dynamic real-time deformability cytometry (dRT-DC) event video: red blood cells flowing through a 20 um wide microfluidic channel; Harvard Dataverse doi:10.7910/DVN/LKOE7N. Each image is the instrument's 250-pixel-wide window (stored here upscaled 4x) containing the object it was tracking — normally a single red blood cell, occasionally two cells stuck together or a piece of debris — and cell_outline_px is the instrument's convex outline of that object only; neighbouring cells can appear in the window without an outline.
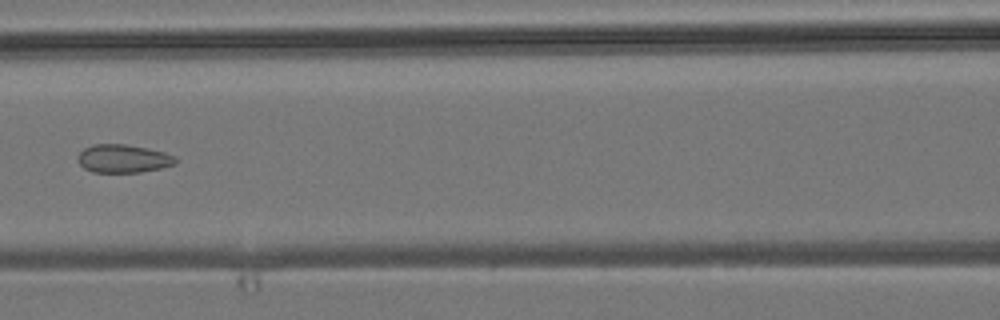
{"species": "common noctule bat (a hibernating species)", "species_latin": "Nyctalus noctula", "temperature_condition": "room temperature", "stored_images_in_passage": 5, "camera_frame_rate_fps": 3000, "um_per_image_px": 0.085, "animal": {"sex": "male", "body_mass_g": 19.2, "forearm_length_mm": 51.8}, "frame": {"image": 1, "passage_image": 5, "time_ms": 5.333, "image_size_px": [1000, 320], "cell_outline_px": [[176, 164], [160, 168], [140, 172], [92, 172], [84, 168], [76, 160], [80, 152], [84, 148], [92, 144], [128, 144], [164, 152], [176, 156]], "centroid_in_image_um": [10.46, 13.47], "position_along_channel_um": 156.1, "area_um2": 16.13}}